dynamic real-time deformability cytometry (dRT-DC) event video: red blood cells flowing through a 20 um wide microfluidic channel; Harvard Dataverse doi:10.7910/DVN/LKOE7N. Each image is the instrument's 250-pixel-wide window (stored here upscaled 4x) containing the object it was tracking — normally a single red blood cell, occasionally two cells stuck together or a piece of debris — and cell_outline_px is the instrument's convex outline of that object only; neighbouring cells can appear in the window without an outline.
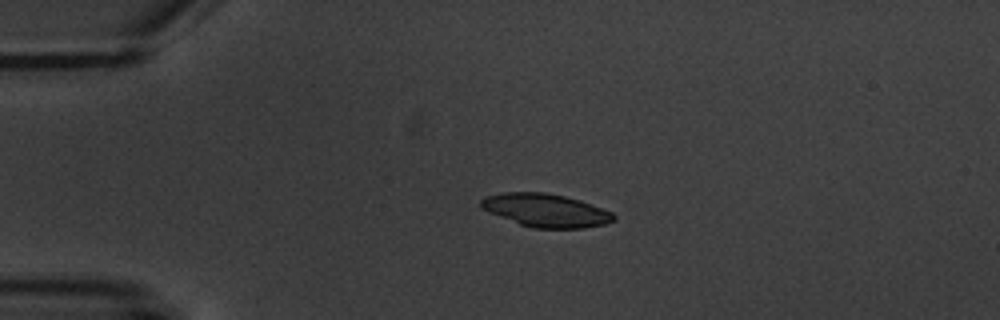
{"species": "common noctule bat (a hibernating species)", "species_latin": "Nyctalus noctula", "temperature_condition": "warm", "stored_images_in_passage": 2, "camera_frame_rate_fps": 3000, "um_per_image_px": 0.085, "animal": {"sex": "male", "body_mass_g": 20.1, "forearm_length_mm": 53.5}, "frame": {"image": 1, "passage_image": 1, "time_ms": 0.0, "image_size_px": [1000, 320], "cell_outline_px": [[616, 220], [604, 224], [584, 228], [532, 228], [520, 224], [488, 212], [480, 208], [480, 200], [484, 196], [504, 192], [544, 192], [564, 196], [580, 200], [592, 204], [612, 212], [616, 216]], "centroid_in_image_um": [46.38, 17.87], "position_along_channel_um": 38.6, "area_um2": 25.78}}